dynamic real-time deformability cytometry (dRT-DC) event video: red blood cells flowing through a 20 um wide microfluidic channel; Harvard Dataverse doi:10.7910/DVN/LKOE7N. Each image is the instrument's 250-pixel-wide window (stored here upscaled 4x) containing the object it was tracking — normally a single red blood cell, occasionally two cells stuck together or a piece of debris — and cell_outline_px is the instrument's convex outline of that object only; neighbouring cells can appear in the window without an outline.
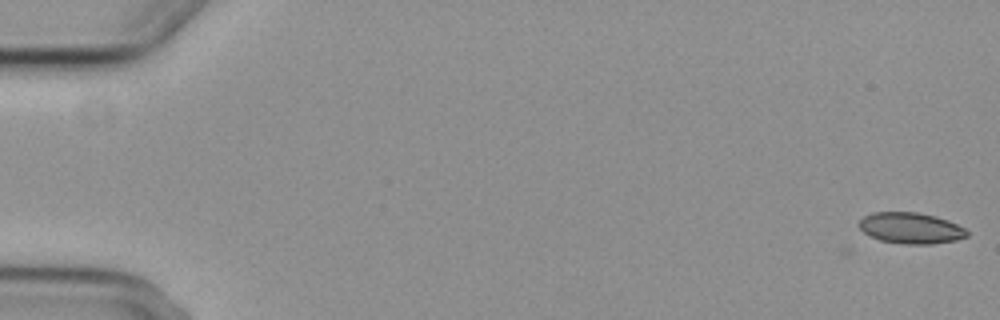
{"species": "common noctule bat (a hibernating species)", "species_latin": "Nyctalus noctula", "temperature_condition": "cold", "stored_images_in_passage": 8, "camera_frame_rate_fps": 3000, "um_per_image_px": 0.085, "animal": {"sex": "female", "body_mass_g": 29.2, "forearm_length_mm": 56.3}, "frame": {"image": 1, "passage_image": 2, "time_ms": 1.333, "image_size_px": [1000, 320], "cell_outline_px": [[968, 236], [956, 240], [932, 244], [904, 244], [880, 240], [864, 232], [856, 224], [864, 216], [872, 212], [916, 212], [936, 216], [948, 220], [964, 228], [968, 232]], "centroid_in_image_um": [77.41, 19.38], "position_along_channel_um": 7.6, "area_um2": 19.54}}
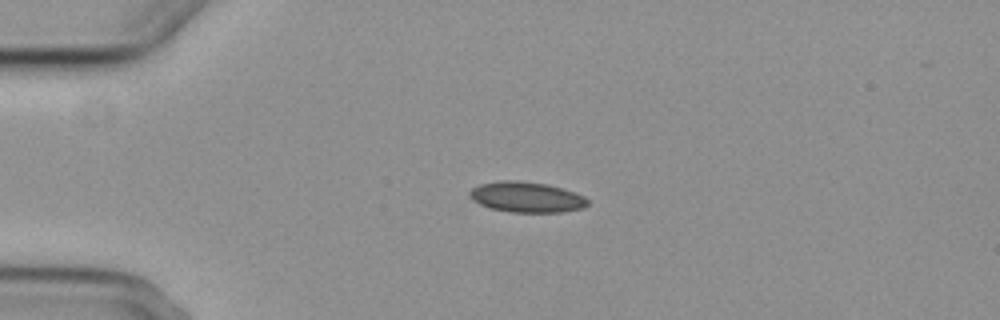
{"frame": {"image": 2, "passage_image": 6, "time_ms": 5.667, "image_size_px": [1000, 320], "cell_outline_px": [[588, 204], [584, 208], [564, 212], [512, 212], [488, 208], [472, 200], [468, 196], [468, 192], [472, 188], [480, 184], [500, 180], [516, 180], [548, 184], [584, 196], [588, 200]], "centroid_in_image_um": [44.72, 16.75], "position_along_channel_um": 40.3, "area_um2": 21.1}}
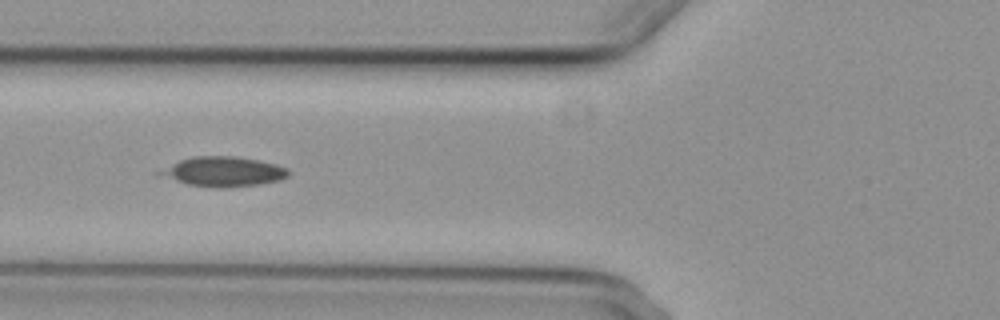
{"frame": {"image": 3, "passage_image": 8, "time_ms": 8.333, "image_size_px": [1000, 320], "cell_outline_px": [[288, 176], [280, 180], [260, 184], [228, 188], [212, 188], [188, 184], [160, 176], [156, 172], [180, 160], [192, 156], [236, 156], [260, 160], [276, 164], [288, 168]], "centroid_in_image_um": [19.0, 14.59], "position_along_channel_um": 106.8, "area_um2": 22.43}}